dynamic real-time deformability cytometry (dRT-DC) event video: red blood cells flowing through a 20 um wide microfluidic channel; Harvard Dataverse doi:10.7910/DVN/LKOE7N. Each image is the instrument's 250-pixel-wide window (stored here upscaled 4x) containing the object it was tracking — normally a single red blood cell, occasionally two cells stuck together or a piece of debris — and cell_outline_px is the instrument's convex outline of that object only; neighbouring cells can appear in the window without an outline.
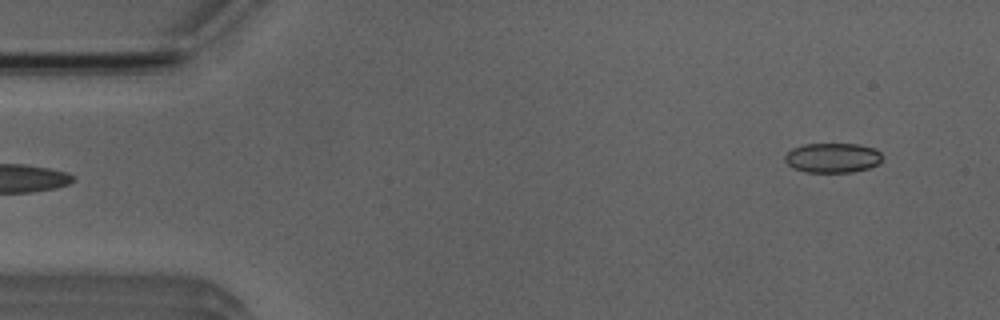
{"species": "Egyptian fruit bat (a non-hibernating species)", "species_latin": "Rousettus aegyptiacus", "temperature_condition": "room temperature", "stored_images_in_passage": 5, "camera_frame_rate_fps": 3000, "um_per_image_px": 0.085, "animal": {"sex": "male"}, "frame": {"image": 1, "passage_image": 5, "time_ms": 5.0, "image_size_px": [1000, 320], "cell_outline_px": [[880, 164], [868, 168], [852, 172], [804, 172], [792, 168], [784, 160], [784, 156], [792, 148], [804, 144], [860, 144], [872, 148], [880, 152]], "centroid_in_image_um": [70.73, 13.42], "position_along_channel_um": 14.3, "area_um2": 16.88}}